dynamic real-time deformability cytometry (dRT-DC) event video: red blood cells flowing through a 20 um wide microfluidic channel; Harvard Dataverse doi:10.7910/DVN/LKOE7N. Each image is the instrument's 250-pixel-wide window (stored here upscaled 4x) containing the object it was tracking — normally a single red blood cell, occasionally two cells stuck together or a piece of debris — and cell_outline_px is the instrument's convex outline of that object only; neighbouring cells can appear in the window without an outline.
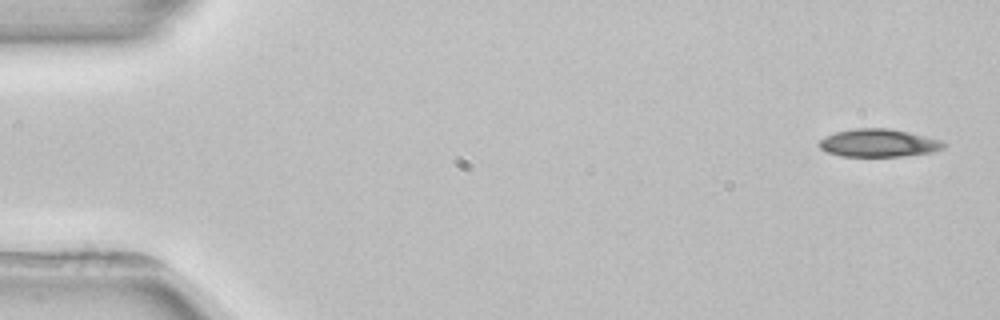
{"species": "common noctule bat (a hibernating species)", "species_latin": "Nyctalus noctula", "temperature_condition": "room temperature", "stored_images_in_passage": 4, "camera_frame_rate_fps": 3000, "um_per_image_px": 0.085, "animal": {"sex": "female", "body_mass_g": 22.7, "forearm_length_mm": 54.2}, "frame": {"image": 1, "passage_image": 1, "time_ms": 0.0, "image_size_px": [1000, 320], "cell_outline_px": [[948, 144], [944, 148], [932, 152], [900, 156], [840, 156], [828, 152], [820, 148], [816, 144], [824, 136], [836, 132], [856, 128], [888, 128], [908, 132], [940, 140]], "centroid_in_image_um": [74.65, 12.15], "position_along_channel_um": 10.3, "area_um2": 20.17}}
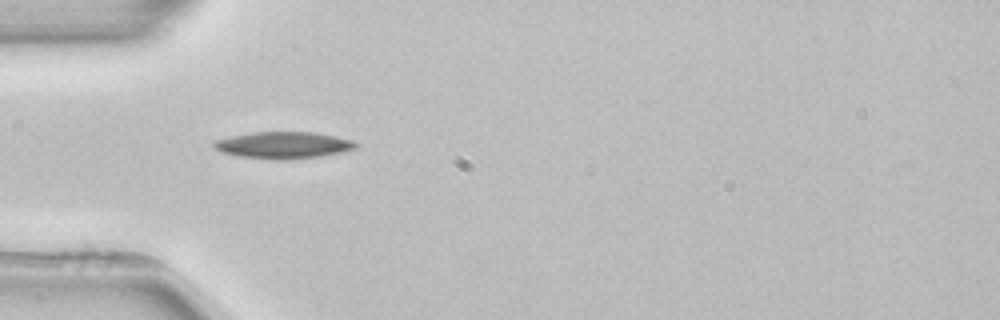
{"frame": {"image": 2, "passage_image": 4, "time_ms": 4.667, "image_size_px": [1000, 320], "cell_outline_px": [[360, 144], [356, 148], [340, 152], [320, 156], [288, 160], [272, 160], [236, 156], [220, 152], [212, 148], [212, 140], [252, 132], [312, 132], [336, 136], [352, 140]], "centroid_in_image_um": [24.02, 12.34], "position_along_channel_um": 61.0, "area_um2": 22.48}}